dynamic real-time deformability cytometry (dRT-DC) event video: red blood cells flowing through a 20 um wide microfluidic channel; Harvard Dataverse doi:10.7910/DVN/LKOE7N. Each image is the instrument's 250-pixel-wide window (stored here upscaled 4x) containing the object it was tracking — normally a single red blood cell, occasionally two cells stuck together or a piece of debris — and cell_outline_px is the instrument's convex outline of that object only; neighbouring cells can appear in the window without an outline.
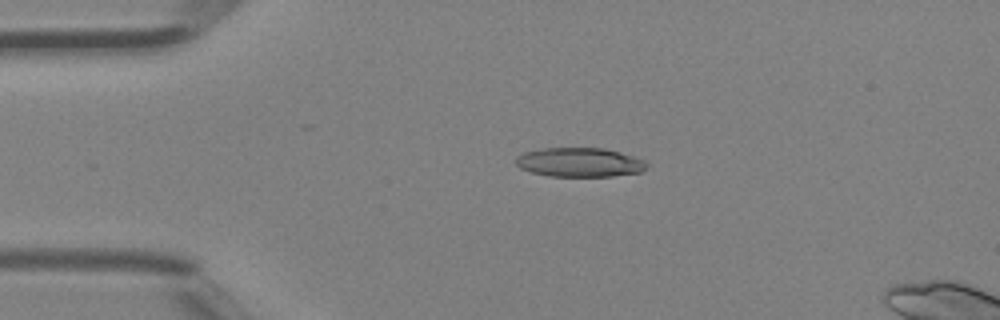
{"species": "Egyptian fruit bat (a non-hibernating species)", "species_latin": "Rousettus aegyptiacus", "temperature_condition": "room temperature", "stored_images_in_passage": 4, "camera_frame_rate_fps": 3000, "um_per_image_px": 0.085, "animal": {"sex": "female"}, "frame": {"image": 1, "passage_image": 2, "time_ms": 0.333, "image_size_px": [1000, 320], "cell_outline_px": [[648, 168], [640, 172], [612, 176], [548, 176], [532, 172], [520, 168], [516, 164], [516, 156], [524, 152], [544, 148], [604, 148], [620, 152], [644, 160], [648, 164]], "centroid_in_image_um": [49.27, 13.79], "position_along_channel_um": 35.7, "area_um2": 22.25}}